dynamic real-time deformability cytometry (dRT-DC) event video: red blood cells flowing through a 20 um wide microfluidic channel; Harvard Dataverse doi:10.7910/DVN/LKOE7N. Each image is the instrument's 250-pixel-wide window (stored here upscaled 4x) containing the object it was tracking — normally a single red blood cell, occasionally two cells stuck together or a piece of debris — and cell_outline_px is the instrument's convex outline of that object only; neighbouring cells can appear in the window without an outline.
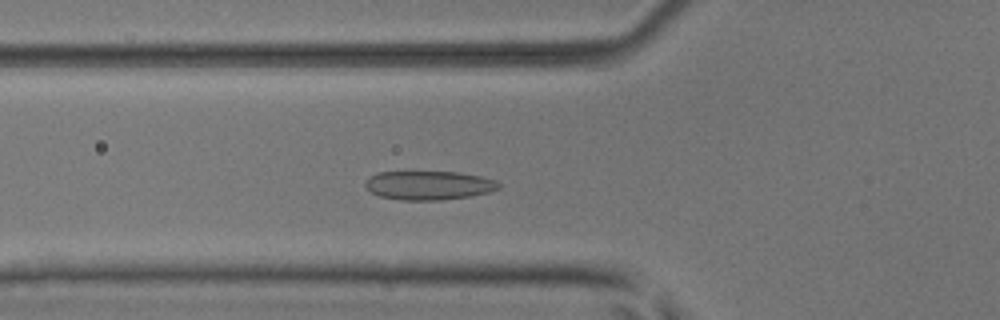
{"species": "common noctule bat (a hibernating species)", "species_latin": "Nyctalus noctula", "temperature_condition": "room temperature", "stored_images_in_passage": 47, "camera_frame_rate_fps": 3000, "um_per_image_px": 0.085, "animal": {"sex": "male", "body_mass_g": 17.9, "forearm_length_mm": 54.2}, "frame": {"image": 1, "passage_image": 13, "time_ms": 4.0, "image_size_px": [1000, 320], "cell_outline_px": [[500, 188], [488, 192], [472, 196], [440, 200], [400, 200], [380, 196], [372, 192], [364, 184], [368, 176], [380, 172], [456, 172], [480, 176], [496, 180], [500, 184]], "centroid_in_image_um": [36.45, 15.75], "position_along_channel_um": 89.3, "area_um2": 22.43}}
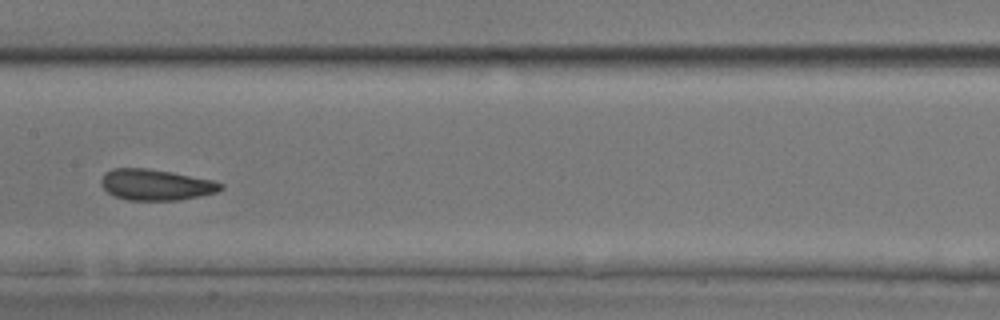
{"frame": {"image": 2, "passage_image": 21, "time_ms": 6.667, "image_size_px": [1000, 320], "cell_outline_px": [[224, 188], [216, 192], [200, 196], [180, 200], [128, 200], [112, 196], [100, 184], [100, 180], [104, 172], [112, 168], [148, 168], [172, 172], [212, 180], [224, 184]], "centroid_in_image_um": [13.22, 15.7], "position_along_channel_um": 194.2, "area_um2": 21.79}}
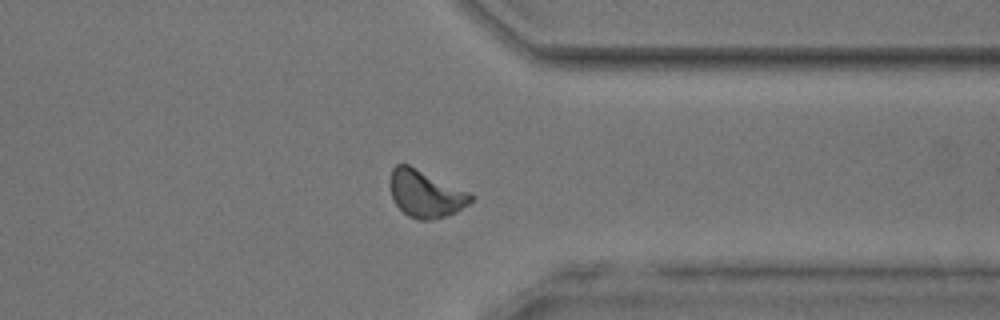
{"frame": {"image": 3, "passage_image": 35, "time_ms": 11.333, "image_size_px": [1000, 320], "cell_outline_px": [[476, 196], [468, 204], [456, 212], [444, 216], [428, 220], [420, 220], [408, 216], [396, 204], [392, 196], [388, 184], [392, 168], [396, 164], [408, 164], [472, 192]], "centroid_in_image_um": [36.19, 16.45], "position_along_channel_um": 375.2, "area_um2": 22.43}, "authors_computed_cell_mechanics": {"area_um2": 21.6172, "velocity_mm_per_s": 3.9363, "shape_relaxation_time_tau1_ms": 4.5003, "shape_relaxation_time_tau2_ms": 2.0016, "deformation_change_tau1": 0.1048, "deformation_change_tau2": 0.0857}}